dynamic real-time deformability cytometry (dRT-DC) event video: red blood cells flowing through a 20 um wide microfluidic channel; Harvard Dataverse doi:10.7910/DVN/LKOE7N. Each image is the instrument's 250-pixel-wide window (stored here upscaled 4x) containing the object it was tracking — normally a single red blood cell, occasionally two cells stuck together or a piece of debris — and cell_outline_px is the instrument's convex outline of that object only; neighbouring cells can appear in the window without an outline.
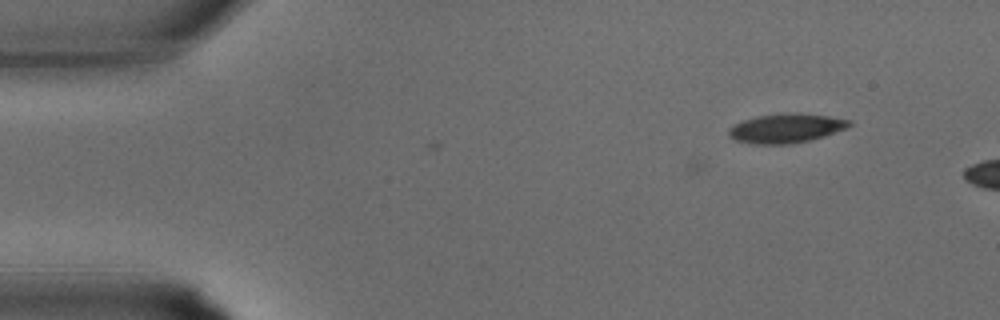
{"species": "common noctule bat (a hibernating species)", "species_latin": "Nyctalus noctula", "temperature_condition": "warm", "stored_images_in_passage": 3, "camera_frame_rate_fps": 3000, "um_per_image_px": 0.085, "animal": {"sex": "male", "body_mass_g": 15.6}, "frame": {"image": 1, "passage_image": 1, "time_ms": 0.0, "image_size_px": [1000, 320], "cell_outline_px": [[852, 124], [844, 128], [824, 136], [808, 140], [788, 144], [756, 144], [736, 140], [728, 132], [728, 128], [744, 120], [756, 116], [784, 112], [796, 112], [828, 116], [852, 120]], "centroid_in_image_um": [66.82, 10.88], "position_along_channel_um": 18.2, "area_um2": 20.35}}